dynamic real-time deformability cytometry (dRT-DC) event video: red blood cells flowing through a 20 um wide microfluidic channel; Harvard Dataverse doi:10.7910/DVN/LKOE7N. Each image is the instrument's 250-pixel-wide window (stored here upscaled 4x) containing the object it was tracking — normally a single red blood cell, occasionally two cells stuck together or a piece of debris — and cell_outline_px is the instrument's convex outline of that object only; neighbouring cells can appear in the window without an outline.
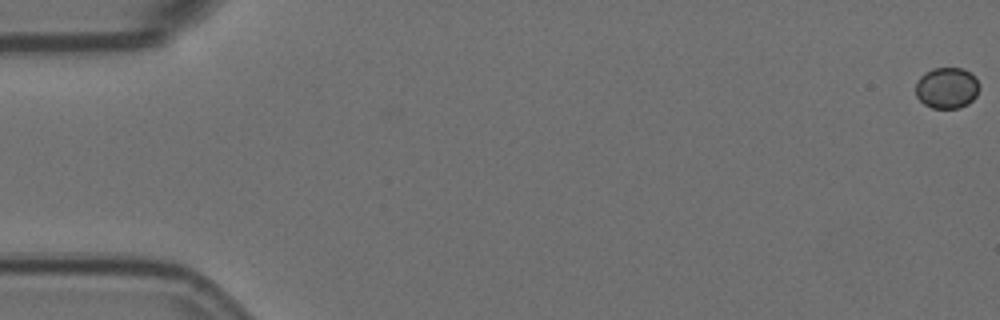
{"species": "Egyptian fruit bat (a non-hibernating species)", "species_latin": "Rousettus aegyptiacus", "temperature_condition": "room temperature", "stored_images_in_passage": 3, "segment_of_instrument_passage": [2, 2], "camera_frame_rate_fps": 3000, "um_per_image_px": 0.085, "animal": {"sex": "female"}, "frame": {"image": 1, "passage_image": 3, "time_ms": 0.667, "image_size_px": [1000, 320], "cell_outline_px": [[980, 88], [976, 96], [968, 104], [960, 108], [932, 108], [924, 104], [916, 96], [916, 80], [924, 72], [932, 68], [964, 68], [976, 76], [980, 84]], "centroid_in_image_um": [80.5, 7.46], "position_along_channel_um": 4.5, "area_um2": 15.61}}